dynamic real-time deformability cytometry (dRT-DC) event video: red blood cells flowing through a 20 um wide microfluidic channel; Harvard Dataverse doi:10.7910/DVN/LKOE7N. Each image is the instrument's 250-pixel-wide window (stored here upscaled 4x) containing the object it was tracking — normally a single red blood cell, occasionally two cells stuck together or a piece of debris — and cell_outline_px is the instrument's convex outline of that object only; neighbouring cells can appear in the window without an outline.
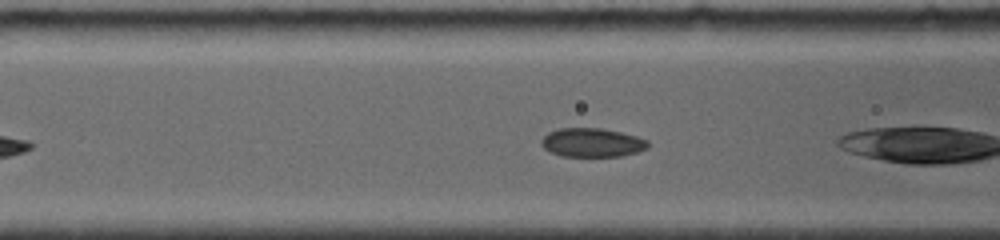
{"species": "common noctule bat (a hibernating species)", "species_latin": "Nyctalus noctula", "temperature_condition": "room temperature", "stored_images_in_passage": 8, "camera_frame_rate_fps": 4000, "um_per_image_px": 0.085, "animal": {"sex": "female", "body_mass_g": 19.0, "forearm_length_mm": 56.7}, "frame": {"image": 1, "passage_image": 3, "time_ms": 1.0, "image_size_px": [1000, 240], "cell_outline_px": [[648, 148], [636, 152], [620, 156], [560, 156], [544, 148], [540, 144], [540, 140], [548, 132], [560, 128], [600, 128], [620, 132], [636, 136], [648, 140]], "centroid_in_image_um": [50.3, 12.11], "position_along_channel_um": 116.3, "area_um2": 17.86}}